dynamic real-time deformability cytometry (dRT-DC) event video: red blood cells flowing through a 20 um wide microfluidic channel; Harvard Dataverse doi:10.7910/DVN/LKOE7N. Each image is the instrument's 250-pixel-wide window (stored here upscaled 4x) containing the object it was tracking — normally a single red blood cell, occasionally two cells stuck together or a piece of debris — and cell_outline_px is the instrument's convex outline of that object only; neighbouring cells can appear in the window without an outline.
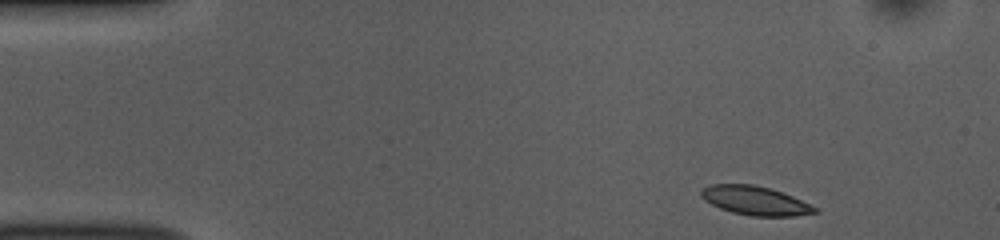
{"species": "common noctule bat (a hibernating species)", "species_latin": "Nyctalus noctula", "temperature_condition": "room temperature", "stored_images_in_passage": 47, "camera_frame_rate_fps": 3000, "um_per_image_px": 0.085, "animal": {"sex": "female", "body_mass_g": 10.0, "forearm_length_mm": 53.1}, "frame": {"image": 1, "passage_image": 1, "time_ms": 0.0, "image_size_px": [1000, 240], "cell_outline_px": [[820, 212], [796, 216], [752, 216], [732, 212], [720, 208], [704, 200], [700, 196], [700, 188], [712, 184], [752, 184], [768, 188], [792, 196], [820, 208]], "centroid_in_image_um": [64.2, 17.06], "position_along_channel_um": 20.8, "area_um2": 19.25}}
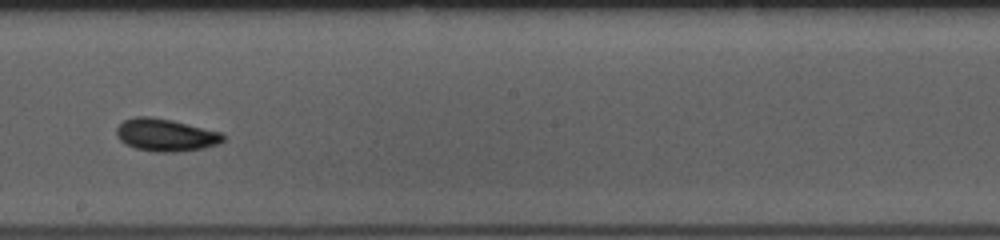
{"frame": {"image": 2, "passage_image": 24, "time_ms": 7.667, "image_size_px": [1000, 240], "cell_outline_px": [[224, 140], [220, 144], [204, 148], [176, 152], [156, 152], [136, 148], [124, 144], [116, 136], [116, 128], [124, 120], [136, 116], [152, 116], [172, 120], [224, 132]], "centroid_in_image_um": [14.1, 11.47], "position_along_channel_um": 234.1, "area_um2": 20.52}}
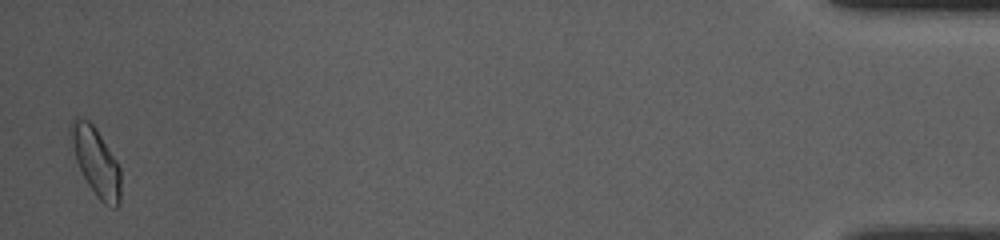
{"frame": {"image": 3, "passage_image": 46, "time_ms": 15.0, "image_size_px": [1000, 240], "cell_outline_px": [[120, 200], [116, 208], [112, 208], [104, 204], [96, 196], [88, 184], [76, 160], [68, 132], [68, 124], [76, 116], [88, 120], [96, 128], [116, 160], [120, 168]], "centroid_in_image_um": [8.13, 13.71], "position_along_channel_um": 427.1, "area_um2": 19.83}, "authors_computed_cell_mechanics": {"area_um2": 19.1318, "velocity_mm_per_s": 3.8372, "shape_relaxation_time_tau1_ms": 4.8756, "shape_relaxation_time_tau2_ms": 4.5237, "deformation_change_tau1": 0.1144, "deformation_change_tau2": 0.0794}}